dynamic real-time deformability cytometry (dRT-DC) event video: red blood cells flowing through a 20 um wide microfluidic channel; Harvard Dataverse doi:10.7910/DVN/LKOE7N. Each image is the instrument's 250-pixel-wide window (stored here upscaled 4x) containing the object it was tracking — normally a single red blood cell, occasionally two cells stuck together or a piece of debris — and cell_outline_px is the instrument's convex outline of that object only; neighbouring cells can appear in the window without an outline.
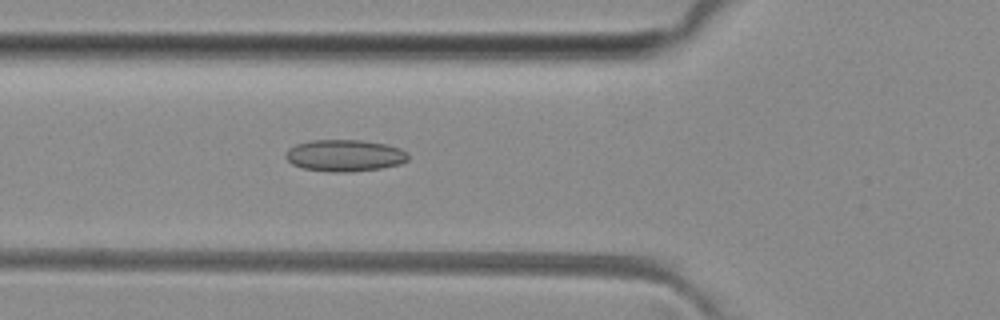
{"species": "common noctule bat (a hibernating species)", "species_latin": "Nyctalus noctula", "temperature_condition": "room temperature", "stored_images_in_passage": 39, "camera_frame_rate_fps": 3000, "um_per_image_px": 0.085, "animal": {"sex": "female", "body_mass_g": 29.2, "forearm_length_mm": 56.3}, "frame": {"image": 1, "passage_image": 7, "time_ms": 2.0, "image_size_px": [1000, 320], "cell_outline_px": [[408, 160], [400, 164], [380, 168], [348, 172], [328, 172], [304, 168], [292, 164], [284, 156], [288, 148], [296, 144], [312, 140], [360, 140], [388, 144], [400, 148], [408, 152]], "centroid_in_image_um": [29.31, 13.21], "position_along_channel_um": 96.5, "area_um2": 22.77}}
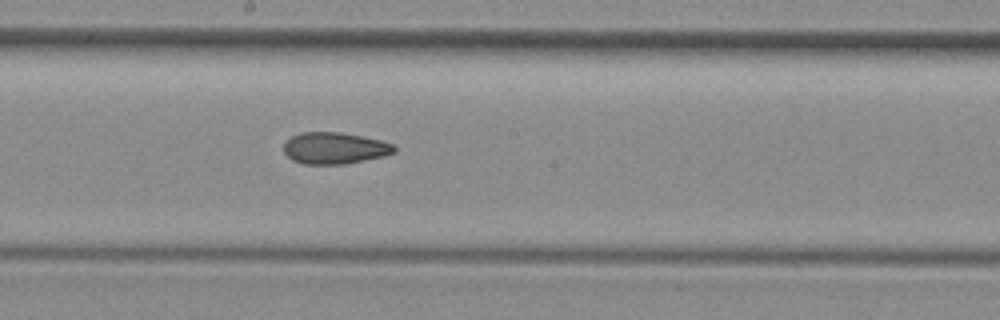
{"frame": {"image": 2, "passage_image": 16, "time_ms": 5.0, "image_size_px": [1000, 320], "cell_outline_px": [[396, 152], [384, 156], [344, 164], [304, 164], [292, 160], [284, 152], [284, 144], [292, 136], [300, 132], [340, 132], [380, 140], [392, 144], [396, 148]], "centroid_in_image_um": [28.44, 12.59], "position_along_channel_um": 219.8, "area_um2": 20.23}}
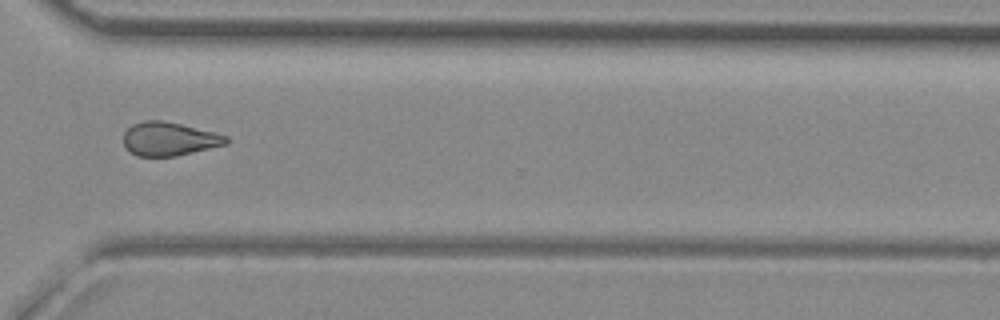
{"frame": {"image": 3, "passage_image": 26, "time_ms": 8.333, "image_size_px": [1000, 320], "cell_outline_px": [[228, 144], [176, 156], [136, 156], [128, 152], [124, 148], [124, 132], [132, 124], [144, 120], [164, 120], [228, 136]], "centroid_in_image_um": [14.34, 11.81], "position_along_channel_um": 356.3, "area_um2": 20.17}, "authors_computed_cell_mechanics": {"area_um2": 20.5768, "velocity_mm_per_s": 4.0937, "shape_relaxation_time_tau1_ms": null, "shape_relaxation_time_tau2_ms": 4.4807, "deformation_change_tau1": null, "deformation_change_tau2": 0.1267}}